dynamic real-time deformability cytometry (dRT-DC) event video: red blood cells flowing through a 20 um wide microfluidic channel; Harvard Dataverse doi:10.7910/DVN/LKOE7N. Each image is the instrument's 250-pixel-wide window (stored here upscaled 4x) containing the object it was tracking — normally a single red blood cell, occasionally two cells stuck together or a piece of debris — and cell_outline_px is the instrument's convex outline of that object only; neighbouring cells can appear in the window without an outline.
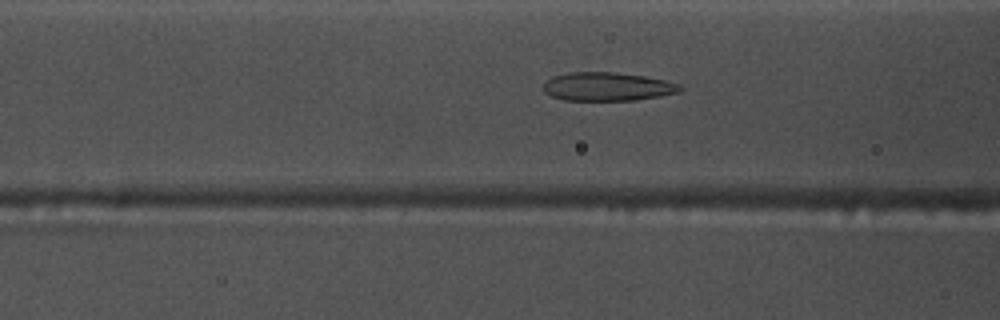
{"species": "common noctule bat (a hibernating species)", "species_latin": "Nyctalus noctula", "temperature_condition": "warm", "stored_images_in_passage": 53, "camera_frame_rate_fps": 3000, "um_per_image_px": 0.085, "animal": {"sex": "male", "body_mass_g": 17.5, "forearm_length_mm": 52.3}, "frame": {"image": 1, "passage_image": 20, "time_ms": 6.333, "image_size_px": [1000, 320], "cell_outline_px": [[684, 88], [680, 92], [660, 96], [636, 100], [564, 100], [552, 96], [544, 92], [544, 84], [552, 76], [568, 72], [616, 72], [644, 76], [664, 80], [680, 84]], "centroid_in_image_um": [51.65, 7.36], "position_along_channel_um": 114.9, "area_um2": 22.77}}
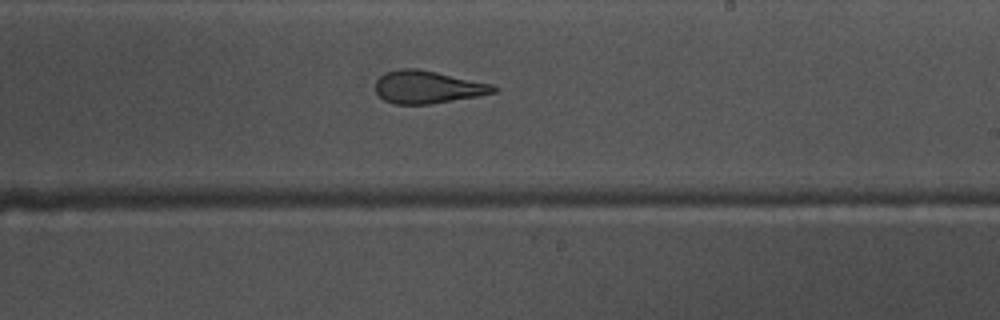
{"frame": {"image": 2, "passage_image": 31, "time_ms": 10.0, "image_size_px": [1000, 320], "cell_outline_px": [[500, 88], [496, 92], [476, 96], [428, 104], [396, 104], [384, 100], [376, 92], [376, 80], [384, 72], [400, 68], [416, 68], [436, 72], [492, 84]], "centroid_in_image_um": [36.33, 7.39], "position_along_channel_um": 252.7, "area_um2": 22.31}}
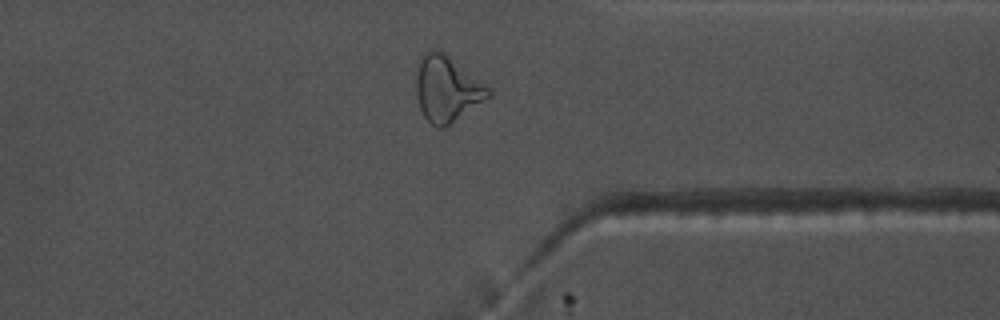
{"frame": {"image": 3, "passage_image": 41, "time_ms": 13.333, "image_size_px": [1000, 320], "cell_outline_px": [[492, 96], [444, 128], [436, 128], [424, 116], [420, 108], [416, 96], [416, 76], [420, 56], [424, 52], [444, 52], [484, 84], [492, 92]], "centroid_in_image_um": [37.97, 7.59], "position_along_channel_um": 373.4, "area_um2": 27.28}, "authors_computed_cell_mechanics": {"area_um2": 24.7962, "velocity_mm_per_s": 3.7619, "shape_relaxation_time_tau1_ms": null, "shape_relaxation_time_tau2_ms": 1.8694, "deformation_change_tau1": null, "deformation_change_tau2": 0.1057}}